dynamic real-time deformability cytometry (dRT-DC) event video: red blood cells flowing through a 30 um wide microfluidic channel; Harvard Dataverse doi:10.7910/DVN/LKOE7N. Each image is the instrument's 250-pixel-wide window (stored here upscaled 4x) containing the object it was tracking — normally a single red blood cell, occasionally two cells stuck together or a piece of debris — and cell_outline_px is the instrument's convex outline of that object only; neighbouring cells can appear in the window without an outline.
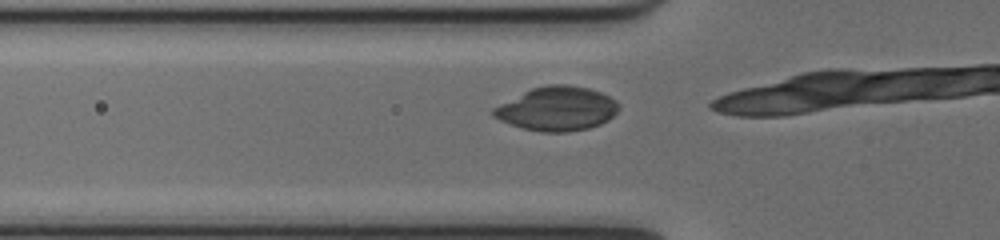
{"species": "common noctule bat (a hibernating species)", "species_latin": "Nyctalus noctula", "temperature_condition": "cold", "stored_images_in_passage": 16, "camera_frame_rate_fps": 3000, "um_per_image_px": 0.085, "animal": {"sex": "female", "body_mass_g": 17.0, "forearm_length_mm": 48.0}, "frame": {"image": 1, "passage_image": 12, "time_ms": 3.667, "image_size_px": [1000, 240], "cell_outline_px": [[620, 108], [608, 120], [600, 124], [588, 128], [568, 132], [540, 132], [520, 128], [500, 120], [492, 116], [492, 108], [532, 88], [548, 84], [568, 84], [588, 88], [600, 92], [616, 100], [620, 104]], "centroid_in_image_um": [47.35, 9.25], "position_along_channel_um": 78.5, "area_um2": 32.19}}
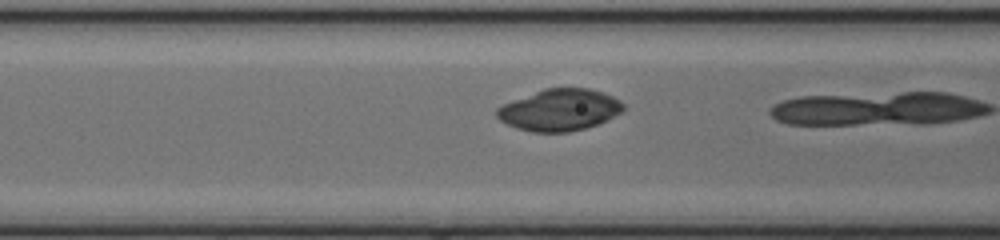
{"frame": {"image": 2, "passage_image": 15, "time_ms": 4.667, "image_size_px": [1000, 240], "cell_outline_px": [[624, 112], [608, 120], [584, 128], [568, 132], [532, 132], [516, 128], [500, 120], [496, 116], [496, 108], [512, 100], [544, 88], [588, 88], [604, 92], [620, 100], [624, 104]], "centroid_in_image_um": [47.59, 9.34], "position_along_channel_um": 119.0, "area_um2": 30.87}}